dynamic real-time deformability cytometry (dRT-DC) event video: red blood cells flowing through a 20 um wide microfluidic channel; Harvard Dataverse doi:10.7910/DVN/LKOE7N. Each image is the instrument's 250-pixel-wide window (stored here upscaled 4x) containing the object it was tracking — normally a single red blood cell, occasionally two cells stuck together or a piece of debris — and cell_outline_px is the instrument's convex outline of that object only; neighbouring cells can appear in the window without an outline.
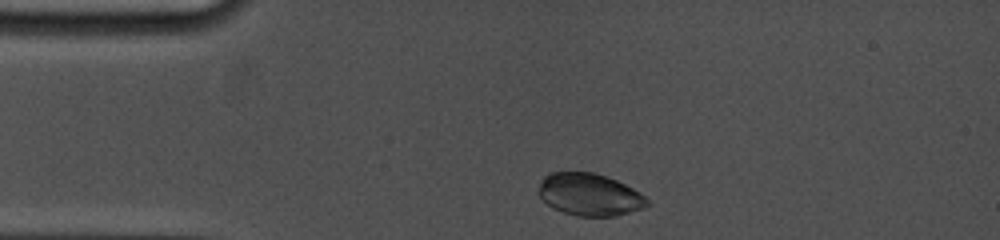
{"species": "common noctule bat (a hibernating species)", "species_latin": "Nyctalus noctula", "temperature_condition": "cold", "stored_images_in_passage": 5, "camera_frame_rate_fps": 5000, "um_per_image_px": 0.085, "animal": {"sex": "female", "body_mass_g": 19.0, "forearm_length_mm": 53.3}, "frame": {"image": 1, "passage_image": 1, "time_ms": 0.0, "image_size_px": [1000, 240], "cell_outline_px": [[652, 204], [644, 208], [616, 216], [576, 216], [564, 212], [548, 204], [536, 192], [540, 180], [544, 176], [552, 172], [592, 172], [616, 180], [640, 192]], "centroid_in_image_um": [50.11, 16.54], "position_along_channel_um": 34.9, "area_um2": 26.76}}
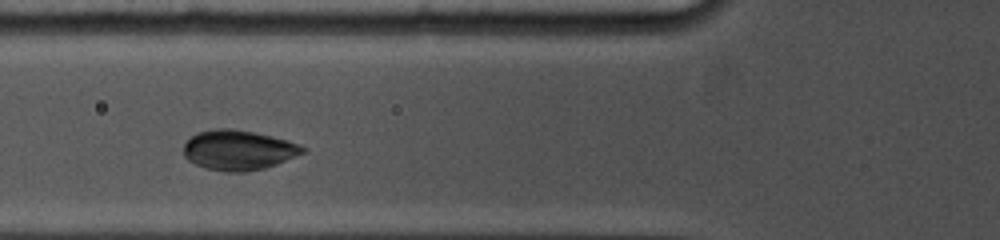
{"frame": {"image": 2, "passage_image": 4, "time_ms": 2.8, "image_size_px": [1000, 240], "cell_outline_px": [[308, 148], [304, 152], [276, 164], [264, 168], [244, 172], [224, 172], [208, 168], [196, 164], [188, 160], [184, 156], [184, 144], [196, 132], [212, 128], [232, 128], [272, 136], [288, 140], [300, 144]], "centroid_in_image_um": [20.26, 12.74], "position_along_channel_um": 105.5, "area_um2": 27.74}}
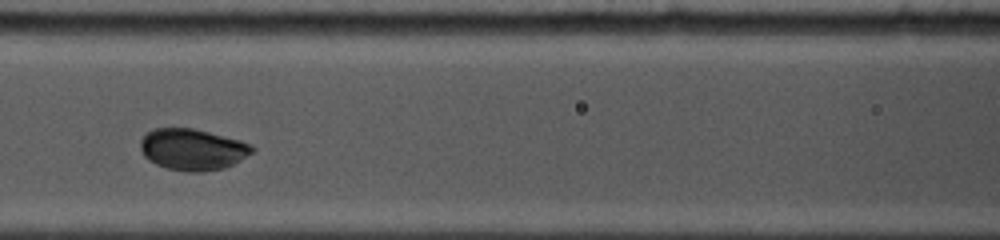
{"frame": {"image": 3, "passage_image": 5, "time_ms": 4.0, "image_size_px": [1000, 240], "cell_outline_px": [[256, 148], [252, 152], [240, 160], [224, 168], [204, 172], [188, 172], [168, 168], [156, 164], [148, 160], [144, 156], [140, 148], [140, 140], [152, 128], [192, 128], [240, 140], [252, 144]], "centroid_in_image_um": [16.36, 12.7], "position_along_channel_um": 150.2, "area_um2": 26.93}}